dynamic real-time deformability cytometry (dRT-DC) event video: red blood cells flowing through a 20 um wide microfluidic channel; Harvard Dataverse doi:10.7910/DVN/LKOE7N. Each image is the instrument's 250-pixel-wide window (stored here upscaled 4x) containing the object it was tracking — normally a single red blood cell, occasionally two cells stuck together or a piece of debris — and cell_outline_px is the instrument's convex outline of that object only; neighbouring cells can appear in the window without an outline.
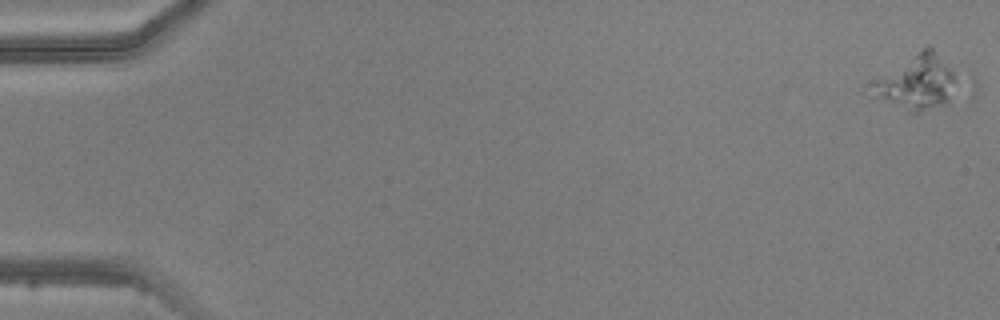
{"species": "common noctule bat (a hibernating species)", "species_latin": "Nyctalus noctula", "temperature_condition": "warm", "stored_images_in_passage": 5, "camera_frame_rate_fps": 3000, "um_per_image_px": 0.085, "animal": {"sex": "male", "body_mass_g": 20.5, "forearm_length_mm": 52.5}, "frame": {"image": 1, "passage_image": 1, "time_ms": 0.0, "image_size_px": [1000, 320], "cell_outline_px": [[952, 80], [948, 104], [916, 112], [908, 112], [884, 96], [880, 92], [876, 80], [928, 44], [932, 48], [952, 72]], "centroid_in_image_um": [78.04, 6.97], "position_along_channel_um": 7.0, "area_um2": 24.04}}
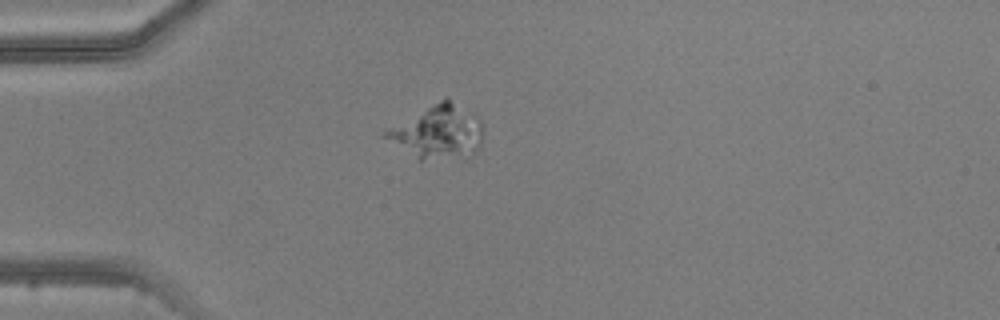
{"frame": {"image": 2, "passage_image": 5, "time_ms": 4.667, "image_size_px": [1000, 320], "cell_outline_px": [[484, 132], [480, 144], [476, 152], [424, 160], [420, 160], [380, 136], [384, 128], [444, 96], [448, 96], [480, 120], [484, 128]], "centroid_in_image_um": [37.13, 11.14], "position_along_channel_um": 47.9, "area_um2": 30.58}}